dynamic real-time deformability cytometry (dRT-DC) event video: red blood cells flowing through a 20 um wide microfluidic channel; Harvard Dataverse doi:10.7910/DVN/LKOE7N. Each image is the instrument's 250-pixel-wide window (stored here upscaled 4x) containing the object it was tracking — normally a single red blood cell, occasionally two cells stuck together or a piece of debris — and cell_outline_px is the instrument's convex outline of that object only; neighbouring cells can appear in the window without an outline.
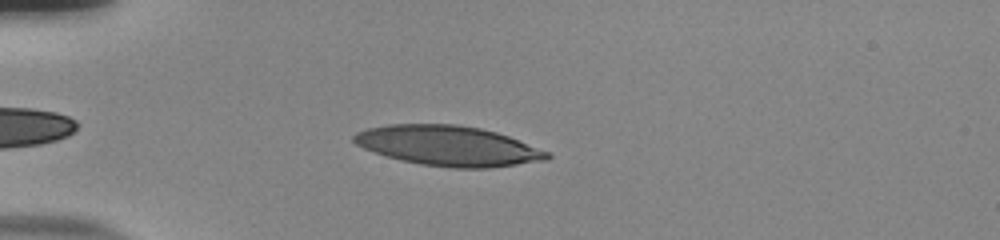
{"species": "human", "species_latin": "Homo sapiens", "temperature_condition": "room temperature", "stored_images_in_passage": 38, "camera_frame_rate_fps": 3000, "um_per_image_px": 0.085, "donor": {"sex": "male"}, "frame": {"image": 1, "passage_image": 5, "time_ms": 1.333, "image_size_px": [1000, 240], "cell_outline_px": [[552, 156], [548, 160], [488, 168], [452, 168], [420, 164], [400, 160], [364, 148], [356, 144], [352, 140], [352, 136], [356, 132], [368, 128], [388, 124], [456, 124], [480, 128], [496, 132], [508, 136], [548, 152]], "centroid_in_image_um": [38.09, 12.39], "position_along_channel_um": 46.9, "area_um2": 44.91}}
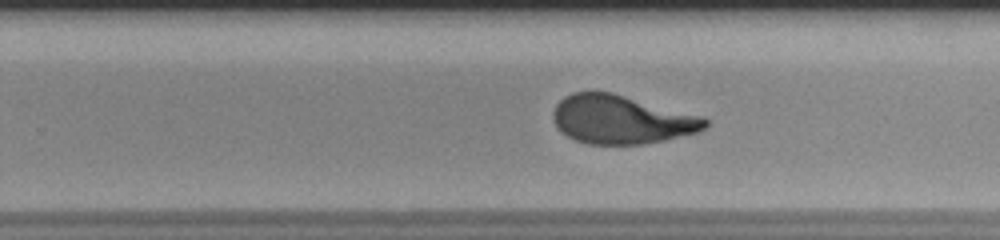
{"frame": {"image": 2, "passage_image": 25, "time_ms": 8.0, "image_size_px": [1000, 240], "cell_outline_px": [[708, 124], [704, 128], [696, 132], [664, 140], [644, 144], [588, 144], [576, 140], [568, 136], [556, 124], [552, 116], [552, 112], [556, 104], [564, 96], [572, 92], [612, 92], [700, 116], [708, 120]], "centroid_in_image_um": [52.79, 10.15], "position_along_channel_um": 277.0, "area_um2": 42.54}}
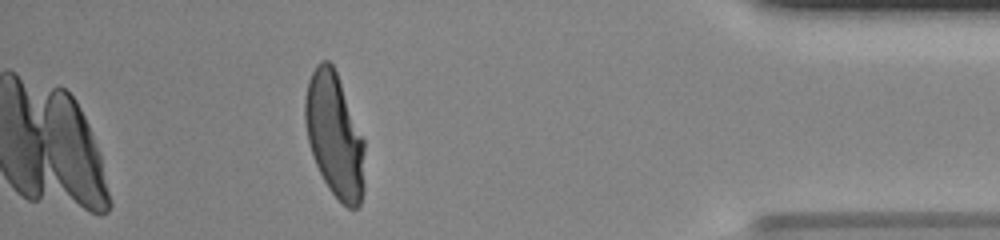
{"frame": {"image": 3, "passage_image": 38, "time_ms": 12.333, "image_size_px": [1000, 240], "cell_outline_px": [[364, 192], [360, 204], [356, 208], [348, 208], [328, 188], [312, 156], [308, 140], [304, 120], [304, 100], [308, 80], [316, 64], [320, 60], [328, 60], [332, 64], [336, 72], [364, 140]], "centroid_in_image_um": [28.43, 11.5], "position_along_channel_um": 406.8, "area_um2": 43.0}, "authors_computed_cell_mechanics": {"area_um2": 44.8817, "velocity_mm_per_s": 3.8838, "shape_relaxation_time_tau1_ms": 6.7505, "shape_relaxation_time_tau2_ms": 0.9848, "deformation_change_tau1": 0.286, "deformation_change_tau2": 0.0805}}